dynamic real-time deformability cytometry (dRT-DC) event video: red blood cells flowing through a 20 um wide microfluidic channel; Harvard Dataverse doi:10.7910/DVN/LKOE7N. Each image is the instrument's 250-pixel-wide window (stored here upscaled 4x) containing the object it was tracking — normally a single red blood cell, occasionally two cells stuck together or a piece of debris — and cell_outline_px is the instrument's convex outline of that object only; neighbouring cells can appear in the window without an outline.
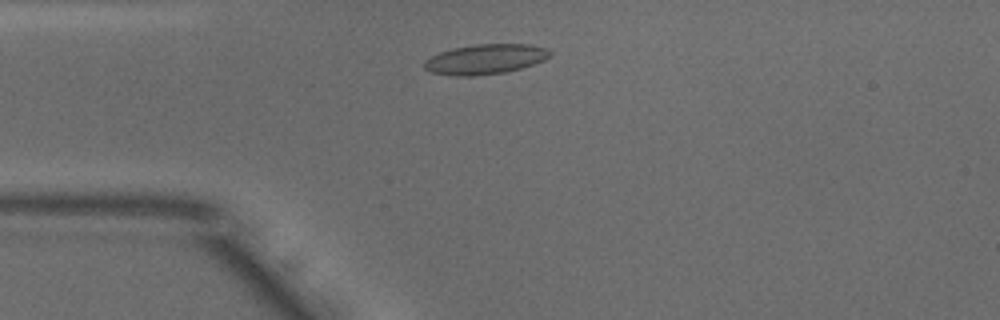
{"species": "common noctule bat (a hibernating species)", "species_latin": "Nyctalus noctula", "temperature_condition": "warm", "stored_images_in_passage": 32, "camera_frame_rate_fps": 3000, "um_per_image_px": 0.085, "animal": {"sex": "male", "body_mass_g": 18.8}, "frame": {"image": 1, "passage_image": 4, "time_ms": 1.0, "image_size_px": [1000, 320], "cell_outline_px": [[552, 56], [544, 60], [520, 68], [504, 72], [472, 76], [456, 76], [432, 72], [424, 68], [424, 60], [440, 52], [452, 48], [476, 44], [528, 44], [548, 48], [552, 52]], "centroid_in_image_um": [41.27, 5.02], "position_along_channel_um": 43.7, "area_um2": 21.91}}
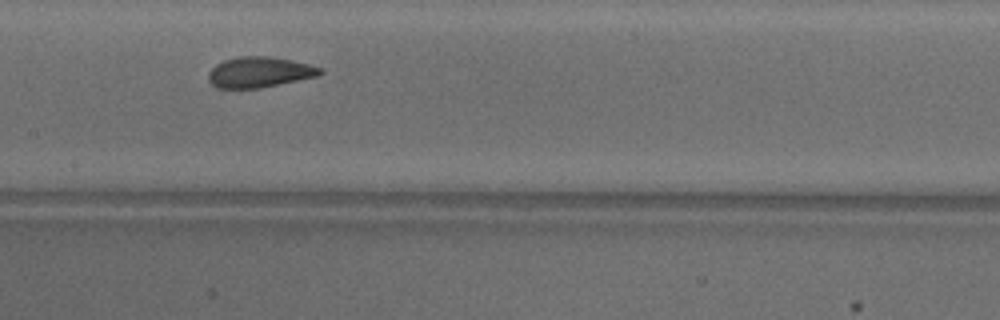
{"frame": {"image": 2, "passage_image": 16, "time_ms": 5.0, "image_size_px": [1000, 320], "cell_outline_px": [[324, 72], [316, 76], [260, 88], [216, 88], [208, 80], [208, 72], [216, 64], [224, 60], [240, 56], [268, 56], [308, 64], [320, 68]], "centroid_in_image_um": [21.99, 6.14], "position_along_channel_um": 185.4, "area_um2": 19.65}}
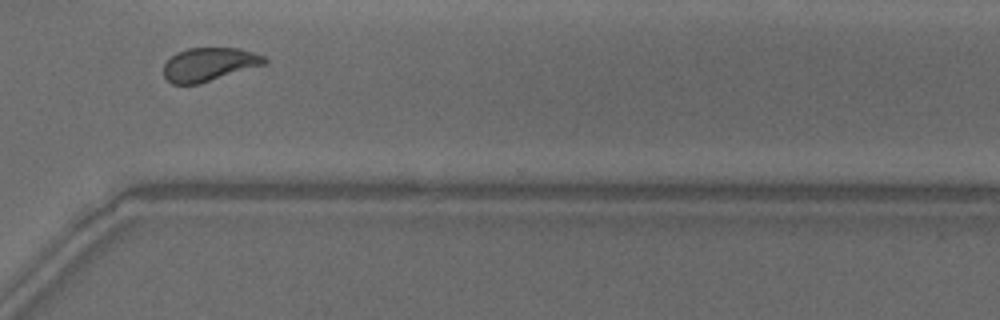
{"frame": {"image": 3, "passage_image": 29, "time_ms": 9.333, "image_size_px": [1000, 320], "cell_outline_px": [[268, 60], [264, 64], [200, 84], [172, 84], [164, 76], [164, 64], [176, 52], [188, 48], [240, 48], [264, 56]], "centroid_in_image_um": [17.76, 5.47], "position_along_channel_um": 352.8, "area_um2": 19.54}, "authors_computed_cell_mechanics": {"area_um2": 20.0566, "velocity_mm_per_s": 3.8715, "shape_relaxation_time_tau1_ms": 6.5249, "shape_relaxation_time_tau2_ms": 1.0754, "deformation_change_tau1": 0.1629, "deformation_change_tau2": 0.0461}}